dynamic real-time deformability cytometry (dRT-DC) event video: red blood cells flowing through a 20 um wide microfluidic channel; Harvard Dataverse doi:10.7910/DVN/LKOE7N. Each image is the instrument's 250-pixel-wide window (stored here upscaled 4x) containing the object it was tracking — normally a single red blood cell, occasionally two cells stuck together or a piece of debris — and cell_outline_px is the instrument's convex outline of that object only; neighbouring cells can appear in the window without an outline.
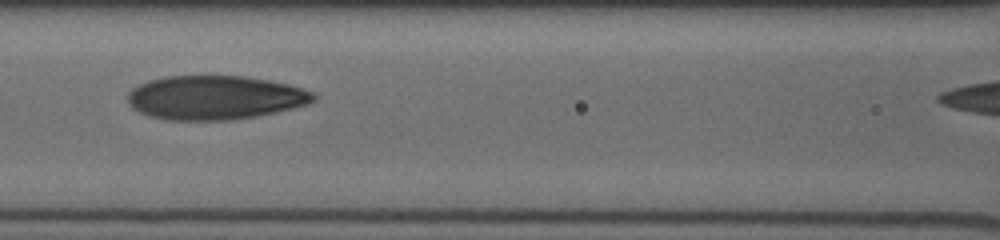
{"species": "human", "species_latin": "Homo sapiens", "temperature_condition": "cold", "stored_images_in_passage": 5, "segment_of_instrument_passage": [1, 2], "camera_frame_rate_fps": 3000, "um_per_image_px": 0.085, "donor": {"sex": "male"}, "frame": {"image": 1, "passage_image": 3, "time_ms": 2.0, "image_size_px": [1000, 240], "cell_outline_px": [[316, 100], [308, 104], [260, 116], [232, 120], [168, 120], [148, 116], [132, 108], [128, 100], [128, 92], [132, 88], [148, 80], [164, 76], [244, 76], [268, 80], [288, 84], [312, 92], [316, 96]], "centroid_in_image_um": [18.26, 8.3], "position_along_channel_um": 148.3, "area_um2": 47.8}}